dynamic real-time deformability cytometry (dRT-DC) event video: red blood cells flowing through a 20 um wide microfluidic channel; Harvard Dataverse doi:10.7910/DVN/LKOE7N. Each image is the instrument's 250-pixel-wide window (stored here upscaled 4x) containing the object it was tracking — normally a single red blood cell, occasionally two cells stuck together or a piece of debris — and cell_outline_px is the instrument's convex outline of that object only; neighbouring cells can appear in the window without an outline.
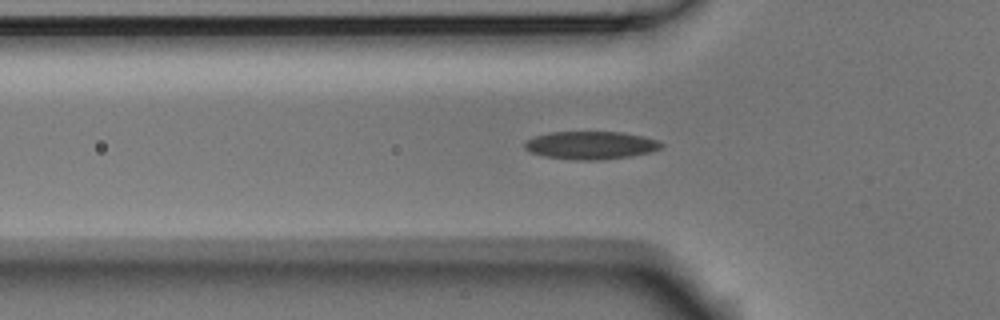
{"species": "Egyptian fruit bat (a non-hibernating species)", "species_latin": "Rousettus aegyptiacus", "temperature_condition": "room temperature", "stored_images_in_passage": 46, "camera_frame_rate_fps": 3000, "um_per_image_px": 0.085, "animal": {"sex": "male"}, "frame": {"image": 1, "passage_image": 17, "time_ms": 5.333, "image_size_px": [1000, 320], "cell_outline_px": [[664, 148], [652, 152], [632, 156], [600, 160], [576, 160], [544, 156], [532, 152], [524, 148], [524, 140], [548, 132], [620, 132], [644, 136], [656, 140], [664, 144]], "centroid_in_image_um": [50.25, 12.35], "position_along_channel_um": 75.6, "area_um2": 22.43}}
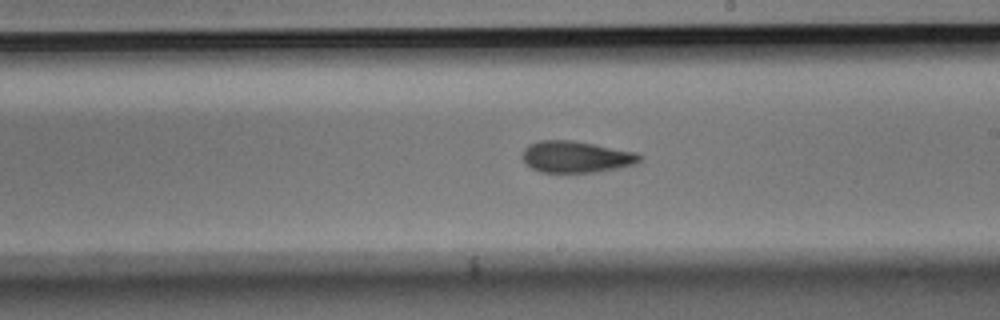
{"frame": {"image": 2, "passage_image": 30, "time_ms": 9.667, "image_size_px": [1000, 320], "cell_outline_px": [[644, 160], [636, 164], [600, 172], [540, 172], [532, 168], [520, 156], [524, 148], [528, 144], [540, 140], [572, 140], [636, 152], [644, 156]], "centroid_in_image_um": [49.0, 13.33], "position_along_channel_um": 240.0, "area_um2": 21.79}}
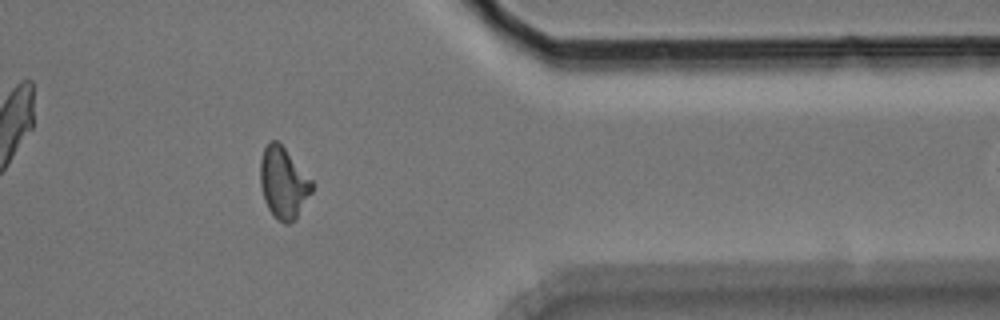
{"frame": {"image": 3, "passage_image": 43, "time_ms": 14.0, "image_size_px": [1000, 320], "cell_outline_px": [[312, 192], [296, 220], [288, 224], [284, 224], [276, 220], [268, 208], [264, 200], [260, 184], [260, 160], [264, 148], [268, 140], [276, 140], [284, 148], [312, 180]], "centroid_in_image_um": [24.08, 15.58], "position_along_channel_um": 387.3, "area_um2": 21.56}}